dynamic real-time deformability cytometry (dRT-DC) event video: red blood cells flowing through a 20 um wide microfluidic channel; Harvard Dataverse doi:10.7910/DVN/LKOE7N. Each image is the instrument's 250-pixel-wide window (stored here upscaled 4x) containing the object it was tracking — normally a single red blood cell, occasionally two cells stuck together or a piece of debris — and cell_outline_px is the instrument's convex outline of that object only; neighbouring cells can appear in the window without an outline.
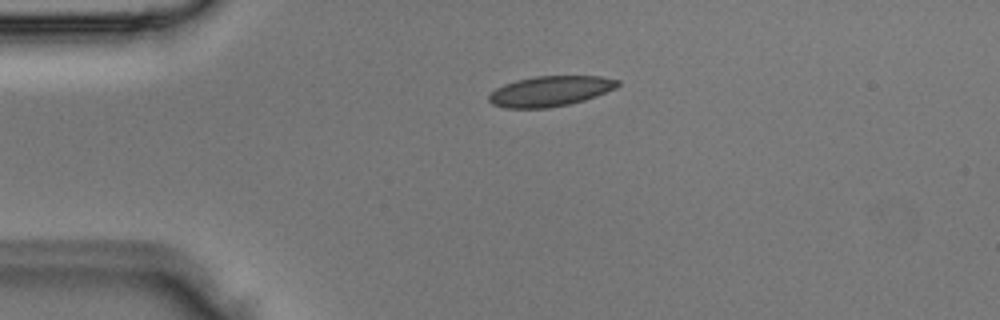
{"species": "Egyptian fruit bat (a non-hibernating species)", "species_latin": "Rousettus aegyptiacus", "temperature_condition": "room temperature", "stored_images_in_passage": 1, "camera_frame_rate_fps": 3000, "um_per_image_px": 0.085, "animal": {"sex": "male"}, "frame": {"image": 1, "passage_image": 1, "time_ms": 0.0, "image_size_px": [1000, 320], "cell_outline_px": [[620, 84], [616, 88], [596, 96], [584, 100], [568, 104], [548, 108], [504, 108], [492, 104], [488, 100], [488, 96], [496, 88], [504, 84], [516, 80], [536, 76], [600, 76], [620, 80]], "centroid_in_image_um": [46.76, 7.75], "position_along_channel_um": 38.2, "area_um2": 22.77}}